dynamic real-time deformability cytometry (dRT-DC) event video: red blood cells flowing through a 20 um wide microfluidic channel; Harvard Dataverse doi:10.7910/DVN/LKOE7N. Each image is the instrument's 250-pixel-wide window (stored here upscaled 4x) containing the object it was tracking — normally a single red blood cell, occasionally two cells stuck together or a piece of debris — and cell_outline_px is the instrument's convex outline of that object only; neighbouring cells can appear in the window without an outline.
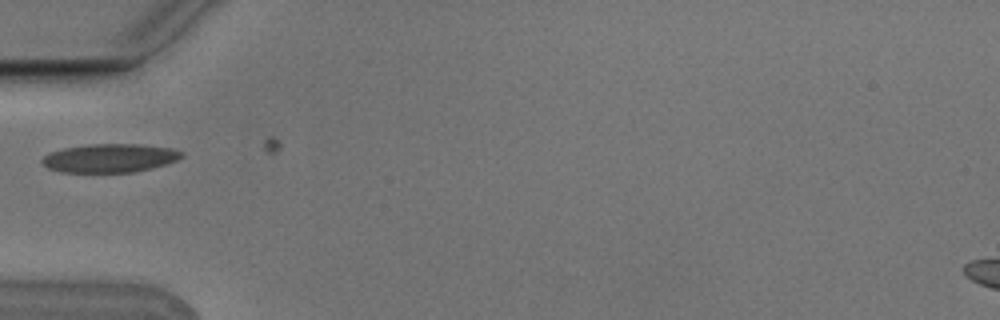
{"species": "Egyptian fruit bat (a non-hibernating species)", "species_latin": "Rousettus aegyptiacus", "temperature_condition": "cold", "stored_images_in_passage": 2, "camera_frame_rate_fps": 3000, "um_per_image_px": 0.085, "animal": {"sex": "male"}, "frame": {"image": 1, "passage_image": 1, "time_ms": 0.0, "image_size_px": [1000, 320], "cell_outline_px": [[184, 156], [176, 160], [152, 168], [132, 172], [60, 172], [48, 168], [40, 160], [48, 152], [64, 148], [88, 144], [140, 144], [172, 148], [184, 152]], "centroid_in_image_um": [9.32, 13.43], "position_along_channel_um": 75.7, "area_um2": 23.29}}